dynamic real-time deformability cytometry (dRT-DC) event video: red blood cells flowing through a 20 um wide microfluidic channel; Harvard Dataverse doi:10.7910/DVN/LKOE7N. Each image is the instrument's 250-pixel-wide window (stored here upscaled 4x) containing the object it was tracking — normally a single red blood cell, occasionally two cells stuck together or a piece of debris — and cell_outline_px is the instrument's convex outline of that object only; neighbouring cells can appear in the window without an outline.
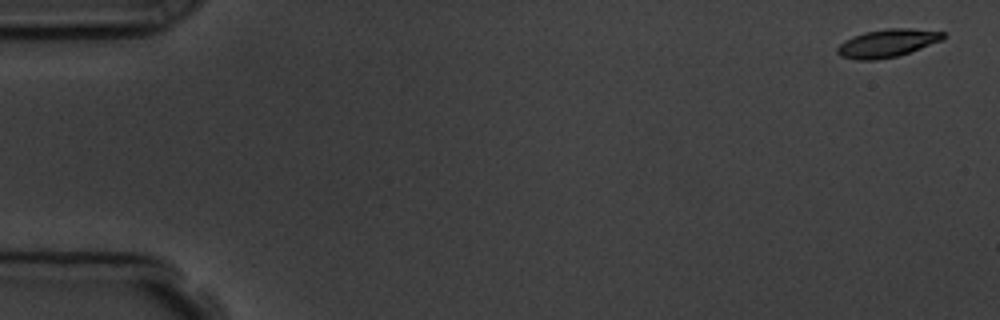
{"species": "common noctule bat (a hibernating species)", "species_latin": "Nyctalus noctula", "temperature_condition": "room temperature", "stored_images_in_passage": 5, "camera_frame_rate_fps": 3000, "um_per_image_px": 0.085, "animal": {"sex": "male", "body_mass_g": 19.5, "forearm_length_mm": 54.6}, "frame": {"image": 1, "passage_image": 1, "time_ms": 0.0, "image_size_px": [1000, 320], "cell_outline_px": [[948, 36], [940, 40], [920, 48], [896, 56], [876, 60], [856, 60], [840, 56], [836, 52], [836, 48], [844, 40], [852, 36], [864, 32], [888, 28], [908, 28], [944, 32]], "centroid_in_image_um": [75.37, 3.66], "position_along_channel_um": 9.6, "area_um2": 17.17}}
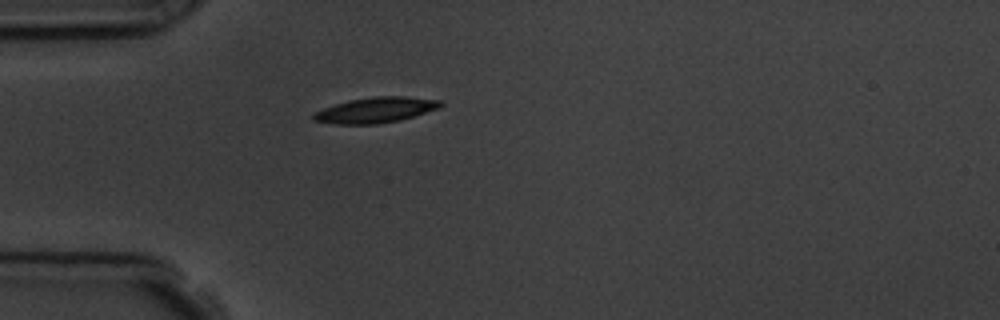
{"frame": {"image": 2, "passage_image": 5, "time_ms": 4.667, "image_size_px": [1000, 320], "cell_outline_px": [[444, 104], [440, 108], [400, 120], [376, 124], [332, 124], [312, 120], [312, 112], [336, 104], [352, 100], [372, 96], [408, 96], [440, 100]], "centroid_in_image_um": [31.93, 9.35], "position_along_channel_um": 53.1, "area_um2": 18.96}}